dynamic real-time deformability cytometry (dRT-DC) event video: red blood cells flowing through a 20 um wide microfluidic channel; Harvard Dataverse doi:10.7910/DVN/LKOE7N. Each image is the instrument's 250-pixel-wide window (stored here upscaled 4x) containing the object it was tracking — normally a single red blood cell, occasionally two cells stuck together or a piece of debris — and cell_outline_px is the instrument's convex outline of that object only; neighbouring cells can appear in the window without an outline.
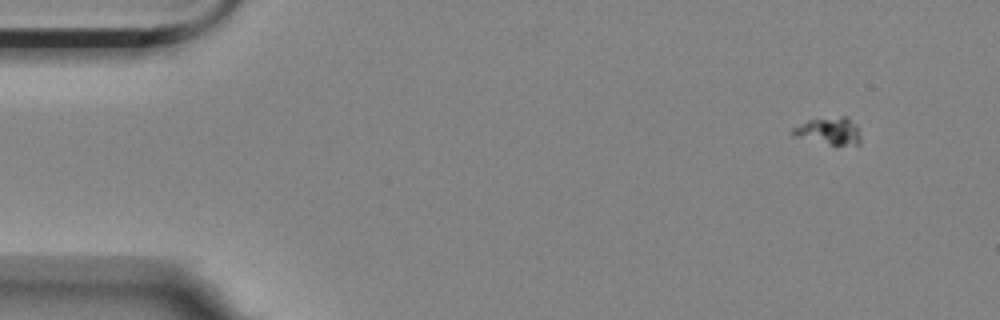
{"species": "Egyptian fruit bat (a non-hibernating species)", "species_latin": "Rousettus aegyptiacus", "temperature_condition": "room temperature", "stored_images_in_passage": 9, "camera_frame_rate_fps": 3000, "um_per_image_px": 0.085, "animal": {"sex": "female"}, "frame": {"image": 1, "passage_image": 2, "time_ms": 0.333, "image_size_px": [1000, 320], "cell_outline_px": [[860, 144], [836, 148], [792, 136], [792, 128], [808, 120], [840, 116], [848, 116], [856, 124], [860, 136]], "centroid_in_image_um": [70.49, 11.19], "position_along_channel_um": 14.5, "area_um2": 11.44}}
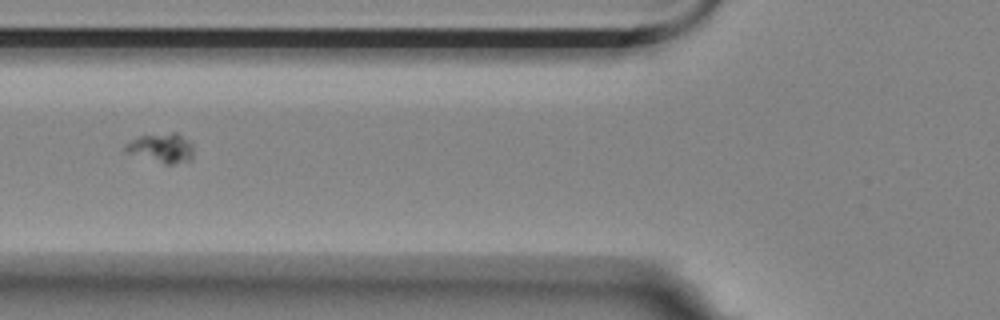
{"frame": {"image": 2, "passage_image": 7, "time_ms": 2.0, "image_size_px": [1000, 320], "cell_outline_px": [[192, 156], [188, 160], [172, 164], [164, 164], [124, 152], [124, 144], [140, 136], [172, 132], [176, 132], [192, 148]], "centroid_in_image_um": [13.63, 12.59], "position_along_channel_um": 112.2, "area_um2": 11.27}}
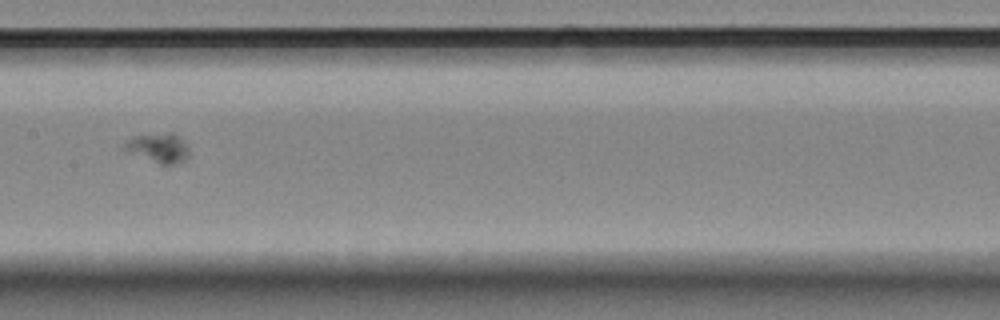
{"frame": {"image": 3, "passage_image": 9, "time_ms": 2.667, "image_size_px": [1000, 320], "cell_outline_px": [[188, 160], [176, 164], [160, 164], [124, 152], [120, 148], [132, 136], [168, 132], [172, 132], [188, 144]], "centroid_in_image_um": [13.43, 12.58], "position_along_channel_um": 194.0, "area_um2": 11.5}}